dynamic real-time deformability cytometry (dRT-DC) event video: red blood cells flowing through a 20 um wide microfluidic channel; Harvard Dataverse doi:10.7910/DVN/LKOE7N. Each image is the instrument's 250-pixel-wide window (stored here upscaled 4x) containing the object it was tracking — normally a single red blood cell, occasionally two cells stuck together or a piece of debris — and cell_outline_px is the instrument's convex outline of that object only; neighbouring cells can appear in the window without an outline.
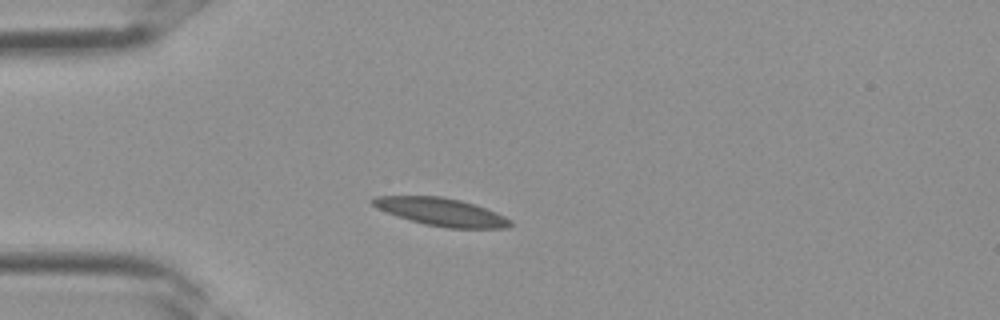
{"species": "Egyptian fruit bat (a non-hibernating species)", "species_latin": "Rousettus aegyptiacus", "temperature_condition": "room temperature", "stored_images_in_passage": 3, "camera_frame_rate_fps": 3000, "um_per_image_px": 0.085, "frame": {"image": 1, "passage_image": 3, "time_ms": 0.667, "image_size_px": [1000, 320], "cell_outline_px": [[512, 224], [508, 228], [448, 228], [424, 224], [376, 208], [368, 200], [372, 196], [440, 196], [460, 200], [496, 212], [512, 220]], "centroid_in_image_um": [37.5, 18.01], "position_along_channel_um": 47.5, "area_um2": 22.08}}